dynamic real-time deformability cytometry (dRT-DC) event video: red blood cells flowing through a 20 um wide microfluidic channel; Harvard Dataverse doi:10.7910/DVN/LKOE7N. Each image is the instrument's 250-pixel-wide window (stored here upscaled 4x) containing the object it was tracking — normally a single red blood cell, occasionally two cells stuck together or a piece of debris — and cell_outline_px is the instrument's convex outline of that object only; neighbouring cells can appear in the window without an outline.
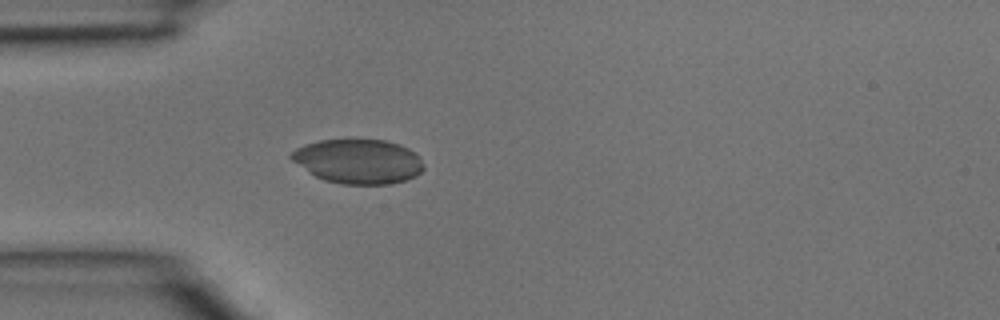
{"species": "common noctule bat (a hibernating species)", "species_latin": "Nyctalus noctula", "temperature_condition": "room temperature", "stored_images_in_passage": 2, "camera_frame_rate_fps": 3000, "um_per_image_px": 0.085, "animal": {"sex": "male", "body_mass_g": 15.6}, "frame": {"image": 1, "passage_image": 2, "time_ms": 0.333, "image_size_px": [1000, 320], "cell_outline_px": [[424, 168], [416, 176], [392, 184], [340, 184], [324, 180], [316, 176], [292, 160], [288, 156], [296, 148], [304, 144], [320, 140], [388, 140], [400, 144], [416, 152], [420, 156], [424, 164]], "centroid_in_image_um": [30.49, 13.71], "position_along_channel_um": 54.5, "area_um2": 34.39}}